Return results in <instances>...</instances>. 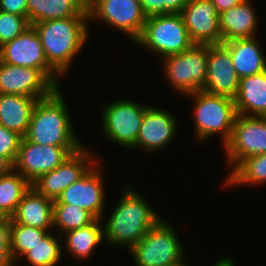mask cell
<instances>
[{
	"mask_svg": "<svg viewBox=\"0 0 266 266\" xmlns=\"http://www.w3.org/2000/svg\"><path fill=\"white\" fill-rule=\"evenodd\" d=\"M13 166L2 156H0V176L8 174Z\"/></svg>",
	"mask_w": 266,
	"mask_h": 266,
	"instance_id": "cell-38",
	"label": "cell"
},
{
	"mask_svg": "<svg viewBox=\"0 0 266 266\" xmlns=\"http://www.w3.org/2000/svg\"><path fill=\"white\" fill-rule=\"evenodd\" d=\"M193 44H221L219 13L211 0H189L180 12Z\"/></svg>",
	"mask_w": 266,
	"mask_h": 266,
	"instance_id": "cell-14",
	"label": "cell"
},
{
	"mask_svg": "<svg viewBox=\"0 0 266 266\" xmlns=\"http://www.w3.org/2000/svg\"><path fill=\"white\" fill-rule=\"evenodd\" d=\"M266 182V153L244 159L227 177L226 185L262 184Z\"/></svg>",
	"mask_w": 266,
	"mask_h": 266,
	"instance_id": "cell-27",
	"label": "cell"
},
{
	"mask_svg": "<svg viewBox=\"0 0 266 266\" xmlns=\"http://www.w3.org/2000/svg\"><path fill=\"white\" fill-rule=\"evenodd\" d=\"M30 188L31 183L14 169L0 176V213L6 218H11Z\"/></svg>",
	"mask_w": 266,
	"mask_h": 266,
	"instance_id": "cell-26",
	"label": "cell"
},
{
	"mask_svg": "<svg viewBox=\"0 0 266 266\" xmlns=\"http://www.w3.org/2000/svg\"><path fill=\"white\" fill-rule=\"evenodd\" d=\"M232 171L246 158L266 153V117L236 116L230 139L224 144Z\"/></svg>",
	"mask_w": 266,
	"mask_h": 266,
	"instance_id": "cell-9",
	"label": "cell"
},
{
	"mask_svg": "<svg viewBox=\"0 0 266 266\" xmlns=\"http://www.w3.org/2000/svg\"><path fill=\"white\" fill-rule=\"evenodd\" d=\"M85 149L82 146L78 151L70 154L54 170L35 180L31 187L40 195L56 200L69 185L82 178L95 165L96 160Z\"/></svg>",
	"mask_w": 266,
	"mask_h": 266,
	"instance_id": "cell-12",
	"label": "cell"
},
{
	"mask_svg": "<svg viewBox=\"0 0 266 266\" xmlns=\"http://www.w3.org/2000/svg\"><path fill=\"white\" fill-rule=\"evenodd\" d=\"M148 107L130 100H118L105 105L102 110V132L114 143L131 149L136 144Z\"/></svg>",
	"mask_w": 266,
	"mask_h": 266,
	"instance_id": "cell-8",
	"label": "cell"
},
{
	"mask_svg": "<svg viewBox=\"0 0 266 266\" xmlns=\"http://www.w3.org/2000/svg\"><path fill=\"white\" fill-rule=\"evenodd\" d=\"M169 266H188V265L186 264V262L184 261V259H182L179 262H177L175 264H172V265H169Z\"/></svg>",
	"mask_w": 266,
	"mask_h": 266,
	"instance_id": "cell-40",
	"label": "cell"
},
{
	"mask_svg": "<svg viewBox=\"0 0 266 266\" xmlns=\"http://www.w3.org/2000/svg\"><path fill=\"white\" fill-rule=\"evenodd\" d=\"M58 87L39 69L0 61V94H16L43 99Z\"/></svg>",
	"mask_w": 266,
	"mask_h": 266,
	"instance_id": "cell-13",
	"label": "cell"
},
{
	"mask_svg": "<svg viewBox=\"0 0 266 266\" xmlns=\"http://www.w3.org/2000/svg\"><path fill=\"white\" fill-rule=\"evenodd\" d=\"M256 39L251 37L224 42L240 79L266 71V59Z\"/></svg>",
	"mask_w": 266,
	"mask_h": 266,
	"instance_id": "cell-21",
	"label": "cell"
},
{
	"mask_svg": "<svg viewBox=\"0 0 266 266\" xmlns=\"http://www.w3.org/2000/svg\"><path fill=\"white\" fill-rule=\"evenodd\" d=\"M4 216L0 213V220L3 218Z\"/></svg>",
	"mask_w": 266,
	"mask_h": 266,
	"instance_id": "cell-41",
	"label": "cell"
},
{
	"mask_svg": "<svg viewBox=\"0 0 266 266\" xmlns=\"http://www.w3.org/2000/svg\"><path fill=\"white\" fill-rule=\"evenodd\" d=\"M194 98V119L196 136L200 140L208 139L220 132L223 145L230 139L237 111L233 98L213 95L204 91L189 94Z\"/></svg>",
	"mask_w": 266,
	"mask_h": 266,
	"instance_id": "cell-4",
	"label": "cell"
},
{
	"mask_svg": "<svg viewBox=\"0 0 266 266\" xmlns=\"http://www.w3.org/2000/svg\"><path fill=\"white\" fill-rule=\"evenodd\" d=\"M207 62L208 45L193 44L187 51L164 57L163 73L176 92L189 95L203 89Z\"/></svg>",
	"mask_w": 266,
	"mask_h": 266,
	"instance_id": "cell-6",
	"label": "cell"
},
{
	"mask_svg": "<svg viewBox=\"0 0 266 266\" xmlns=\"http://www.w3.org/2000/svg\"><path fill=\"white\" fill-rule=\"evenodd\" d=\"M177 119L169 111L148 107L143 116L136 144L131 148H142L152 152L171 142L177 131Z\"/></svg>",
	"mask_w": 266,
	"mask_h": 266,
	"instance_id": "cell-18",
	"label": "cell"
},
{
	"mask_svg": "<svg viewBox=\"0 0 266 266\" xmlns=\"http://www.w3.org/2000/svg\"><path fill=\"white\" fill-rule=\"evenodd\" d=\"M87 17L46 20L32 26L37 31L48 64L61 76L83 49L89 34Z\"/></svg>",
	"mask_w": 266,
	"mask_h": 266,
	"instance_id": "cell-1",
	"label": "cell"
},
{
	"mask_svg": "<svg viewBox=\"0 0 266 266\" xmlns=\"http://www.w3.org/2000/svg\"><path fill=\"white\" fill-rule=\"evenodd\" d=\"M38 100L23 95L0 94V125L24 137Z\"/></svg>",
	"mask_w": 266,
	"mask_h": 266,
	"instance_id": "cell-23",
	"label": "cell"
},
{
	"mask_svg": "<svg viewBox=\"0 0 266 266\" xmlns=\"http://www.w3.org/2000/svg\"><path fill=\"white\" fill-rule=\"evenodd\" d=\"M50 229H38L20 223H15L12 220L11 240L12 249L11 254L13 261L18 257V254L25 255L34 246H36L41 239L48 233Z\"/></svg>",
	"mask_w": 266,
	"mask_h": 266,
	"instance_id": "cell-30",
	"label": "cell"
},
{
	"mask_svg": "<svg viewBox=\"0 0 266 266\" xmlns=\"http://www.w3.org/2000/svg\"><path fill=\"white\" fill-rule=\"evenodd\" d=\"M96 218L86 209L67 203H54L53 228L61 230V234L91 224Z\"/></svg>",
	"mask_w": 266,
	"mask_h": 266,
	"instance_id": "cell-28",
	"label": "cell"
},
{
	"mask_svg": "<svg viewBox=\"0 0 266 266\" xmlns=\"http://www.w3.org/2000/svg\"><path fill=\"white\" fill-rule=\"evenodd\" d=\"M134 43L163 57L182 53L193 45L180 13L147 17L144 28Z\"/></svg>",
	"mask_w": 266,
	"mask_h": 266,
	"instance_id": "cell-5",
	"label": "cell"
},
{
	"mask_svg": "<svg viewBox=\"0 0 266 266\" xmlns=\"http://www.w3.org/2000/svg\"><path fill=\"white\" fill-rule=\"evenodd\" d=\"M24 138L38 145L83 146L75 135L59 87L49 97L36 102Z\"/></svg>",
	"mask_w": 266,
	"mask_h": 266,
	"instance_id": "cell-3",
	"label": "cell"
},
{
	"mask_svg": "<svg viewBox=\"0 0 266 266\" xmlns=\"http://www.w3.org/2000/svg\"><path fill=\"white\" fill-rule=\"evenodd\" d=\"M29 26L27 17L0 10V47L22 34Z\"/></svg>",
	"mask_w": 266,
	"mask_h": 266,
	"instance_id": "cell-31",
	"label": "cell"
},
{
	"mask_svg": "<svg viewBox=\"0 0 266 266\" xmlns=\"http://www.w3.org/2000/svg\"><path fill=\"white\" fill-rule=\"evenodd\" d=\"M244 0H211V2L215 5V8L217 9L218 13H222L225 10H228L240 2Z\"/></svg>",
	"mask_w": 266,
	"mask_h": 266,
	"instance_id": "cell-37",
	"label": "cell"
},
{
	"mask_svg": "<svg viewBox=\"0 0 266 266\" xmlns=\"http://www.w3.org/2000/svg\"><path fill=\"white\" fill-rule=\"evenodd\" d=\"M96 18L128 34L132 42L139 38L147 20L139 0H100L89 20Z\"/></svg>",
	"mask_w": 266,
	"mask_h": 266,
	"instance_id": "cell-16",
	"label": "cell"
},
{
	"mask_svg": "<svg viewBox=\"0 0 266 266\" xmlns=\"http://www.w3.org/2000/svg\"><path fill=\"white\" fill-rule=\"evenodd\" d=\"M175 230L163 218L130 248L136 266H169L184 258Z\"/></svg>",
	"mask_w": 266,
	"mask_h": 266,
	"instance_id": "cell-7",
	"label": "cell"
},
{
	"mask_svg": "<svg viewBox=\"0 0 266 266\" xmlns=\"http://www.w3.org/2000/svg\"><path fill=\"white\" fill-rule=\"evenodd\" d=\"M54 201L37 193L32 187L19 202L11 219L15 223L38 229L53 228Z\"/></svg>",
	"mask_w": 266,
	"mask_h": 266,
	"instance_id": "cell-20",
	"label": "cell"
},
{
	"mask_svg": "<svg viewBox=\"0 0 266 266\" xmlns=\"http://www.w3.org/2000/svg\"><path fill=\"white\" fill-rule=\"evenodd\" d=\"M81 147L38 145L22 137L13 169L32 184L40 176L58 167Z\"/></svg>",
	"mask_w": 266,
	"mask_h": 266,
	"instance_id": "cell-10",
	"label": "cell"
},
{
	"mask_svg": "<svg viewBox=\"0 0 266 266\" xmlns=\"http://www.w3.org/2000/svg\"><path fill=\"white\" fill-rule=\"evenodd\" d=\"M213 266H235V262L229 257L221 258Z\"/></svg>",
	"mask_w": 266,
	"mask_h": 266,
	"instance_id": "cell-39",
	"label": "cell"
},
{
	"mask_svg": "<svg viewBox=\"0 0 266 266\" xmlns=\"http://www.w3.org/2000/svg\"><path fill=\"white\" fill-rule=\"evenodd\" d=\"M0 61L39 69L58 87L59 74L48 64L40 37L33 26L0 47Z\"/></svg>",
	"mask_w": 266,
	"mask_h": 266,
	"instance_id": "cell-11",
	"label": "cell"
},
{
	"mask_svg": "<svg viewBox=\"0 0 266 266\" xmlns=\"http://www.w3.org/2000/svg\"><path fill=\"white\" fill-rule=\"evenodd\" d=\"M239 84L229 48L224 43L208 45L207 79L202 91L234 99Z\"/></svg>",
	"mask_w": 266,
	"mask_h": 266,
	"instance_id": "cell-15",
	"label": "cell"
},
{
	"mask_svg": "<svg viewBox=\"0 0 266 266\" xmlns=\"http://www.w3.org/2000/svg\"><path fill=\"white\" fill-rule=\"evenodd\" d=\"M144 14L149 16L180 13L189 0H139Z\"/></svg>",
	"mask_w": 266,
	"mask_h": 266,
	"instance_id": "cell-32",
	"label": "cell"
},
{
	"mask_svg": "<svg viewBox=\"0 0 266 266\" xmlns=\"http://www.w3.org/2000/svg\"><path fill=\"white\" fill-rule=\"evenodd\" d=\"M101 219H95L91 224L78 229L65 232L68 253L77 259H87L94 252L96 246L105 238L104 226L100 224Z\"/></svg>",
	"mask_w": 266,
	"mask_h": 266,
	"instance_id": "cell-24",
	"label": "cell"
},
{
	"mask_svg": "<svg viewBox=\"0 0 266 266\" xmlns=\"http://www.w3.org/2000/svg\"><path fill=\"white\" fill-rule=\"evenodd\" d=\"M30 25L46 20L86 17L78 11L73 0H27Z\"/></svg>",
	"mask_w": 266,
	"mask_h": 266,
	"instance_id": "cell-25",
	"label": "cell"
},
{
	"mask_svg": "<svg viewBox=\"0 0 266 266\" xmlns=\"http://www.w3.org/2000/svg\"><path fill=\"white\" fill-rule=\"evenodd\" d=\"M0 10L28 18L27 0H0Z\"/></svg>",
	"mask_w": 266,
	"mask_h": 266,
	"instance_id": "cell-35",
	"label": "cell"
},
{
	"mask_svg": "<svg viewBox=\"0 0 266 266\" xmlns=\"http://www.w3.org/2000/svg\"><path fill=\"white\" fill-rule=\"evenodd\" d=\"M97 163L78 181L69 185L54 203H67L89 211L96 219H102L105 193L102 173Z\"/></svg>",
	"mask_w": 266,
	"mask_h": 266,
	"instance_id": "cell-17",
	"label": "cell"
},
{
	"mask_svg": "<svg viewBox=\"0 0 266 266\" xmlns=\"http://www.w3.org/2000/svg\"><path fill=\"white\" fill-rule=\"evenodd\" d=\"M107 219L104 223L105 240L109 245L127 246L130 249L161 218L146 199L127 186Z\"/></svg>",
	"mask_w": 266,
	"mask_h": 266,
	"instance_id": "cell-2",
	"label": "cell"
},
{
	"mask_svg": "<svg viewBox=\"0 0 266 266\" xmlns=\"http://www.w3.org/2000/svg\"><path fill=\"white\" fill-rule=\"evenodd\" d=\"M11 230L12 219L3 217L0 220V266H9L14 262L11 254Z\"/></svg>",
	"mask_w": 266,
	"mask_h": 266,
	"instance_id": "cell-34",
	"label": "cell"
},
{
	"mask_svg": "<svg viewBox=\"0 0 266 266\" xmlns=\"http://www.w3.org/2000/svg\"><path fill=\"white\" fill-rule=\"evenodd\" d=\"M22 136L0 125V156L14 166Z\"/></svg>",
	"mask_w": 266,
	"mask_h": 266,
	"instance_id": "cell-33",
	"label": "cell"
},
{
	"mask_svg": "<svg viewBox=\"0 0 266 266\" xmlns=\"http://www.w3.org/2000/svg\"><path fill=\"white\" fill-rule=\"evenodd\" d=\"M249 0L219 14L222 43L235 39L256 37L257 15Z\"/></svg>",
	"mask_w": 266,
	"mask_h": 266,
	"instance_id": "cell-19",
	"label": "cell"
},
{
	"mask_svg": "<svg viewBox=\"0 0 266 266\" xmlns=\"http://www.w3.org/2000/svg\"><path fill=\"white\" fill-rule=\"evenodd\" d=\"M61 237L60 234L57 239L49 231L36 246L24 255L28 264L31 266H56L62 255L61 239H59Z\"/></svg>",
	"mask_w": 266,
	"mask_h": 266,
	"instance_id": "cell-29",
	"label": "cell"
},
{
	"mask_svg": "<svg viewBox=\"0 0 266 266\" xmlns=\"http://www.w3.org/2000/svg\"><path fill=\"white\" fill-rule=\"evenodd\" d=\"M234 101L237 114L266 117V71L240 79Z\"/></svg>",
	"mask_w": 266,
	"mask_h": 266,
	"instance_id": "cell-22",
	"label": "cell"
},
{
	"mask_svg": "<svg viewBox=\"0 0 266 266\" xmlns=\"http://www.w3.org/2000/svg\"><path fill=\"white\" fill-rule=\"evenodd\" d=\"M80 14L90 18L98 9L100 0H73Z\"/></svg>",
	"mask_w": 266,
	"mask_h": 266,
	"instance_id": "cell-36",
	"label": "cell"
}]
</instances>
